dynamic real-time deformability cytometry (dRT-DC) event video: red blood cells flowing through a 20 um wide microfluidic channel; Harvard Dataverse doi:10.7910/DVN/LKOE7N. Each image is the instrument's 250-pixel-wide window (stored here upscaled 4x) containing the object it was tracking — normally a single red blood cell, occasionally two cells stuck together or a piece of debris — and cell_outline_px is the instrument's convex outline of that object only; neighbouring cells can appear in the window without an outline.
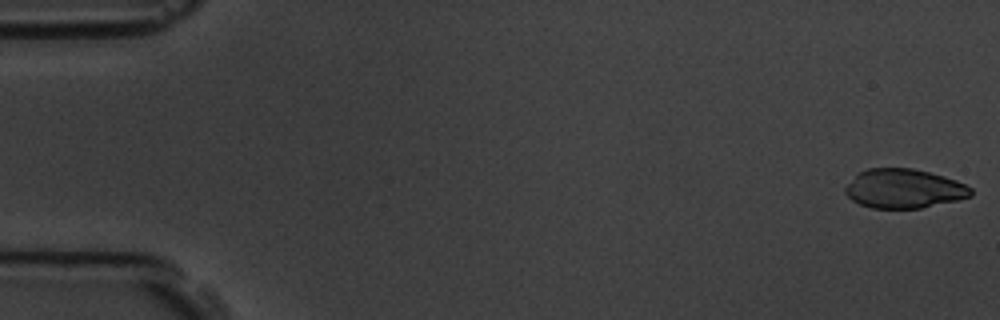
{"species": "common noctule bat (a hibernating species)", "species_latin": "Nyctalus noctula", "temperature_condition": "room temperature", "stored_images_in_passage": 8, "camera_frame_rate_fps": 3000, "um_per_image_px": 0.085, "animal": {"sex": "male", "body_mass_g": 19.5, "forearm_length_mm": 54.6}, "frame": {"image": 1, "passage_image": 1, "time_ms": 0.0, "image_size_px": [1000, 320], "cell_outline_px": [[972, 196], [956, 200], [920, 208], [872, 208], [860, 204], [852, 200], [844, 192], [844, 188], [860, 172], [868, 168], [912, 168], [944, 176], [956, 180], [972, 188]], "centroid_in_image_um": [76.84, 16.03], "position_along_channel_um": 8.2, "area_um2": 28.44}}